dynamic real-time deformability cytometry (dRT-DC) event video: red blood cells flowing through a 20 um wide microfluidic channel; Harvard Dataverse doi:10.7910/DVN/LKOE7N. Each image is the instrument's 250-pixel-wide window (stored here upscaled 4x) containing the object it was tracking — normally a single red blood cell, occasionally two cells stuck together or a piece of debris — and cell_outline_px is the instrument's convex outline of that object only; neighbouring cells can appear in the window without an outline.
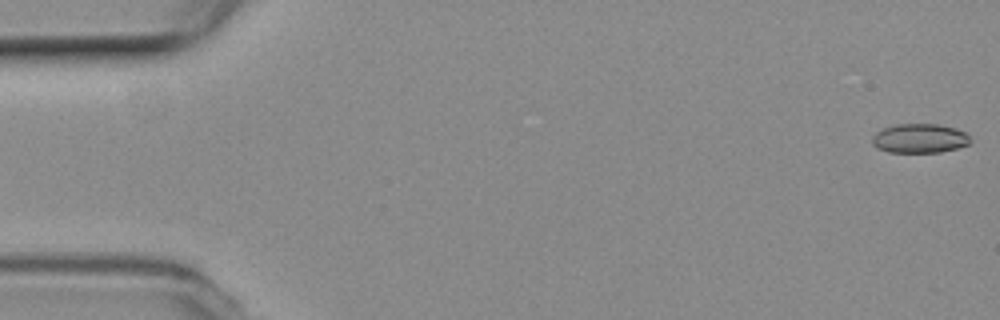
{"species": "common noctule bat (a hibernating species)", "species_latin": "Nyctalus noctula", "temperature_condition": "room temperature", "stored_images_in_passage": 15, "camera_frame_rate_fps": 3000, "um_per_image_px": 0.085, "animal": {"sex": "female", "body_mass_g": 19.3, "forearm_length_mm": 54.1}, "frame": {"image": 1, "passage_image": 1, "time_ms": 0.0, "image_size_px": [1000, 320], "cell_outline_px": [[972, 140], [968, 144], [956, 148], [940, 152], [888, 152], [876, 148], [872, 144], [872, 136], [876, 132], [884, 128], [896, 124], [936, 124], [956, 128], [964, 132]], "centroid_in_image_um": [78.14, 11.76], "position_along_channel_um": 6.9, "area_um2": 16.7}}
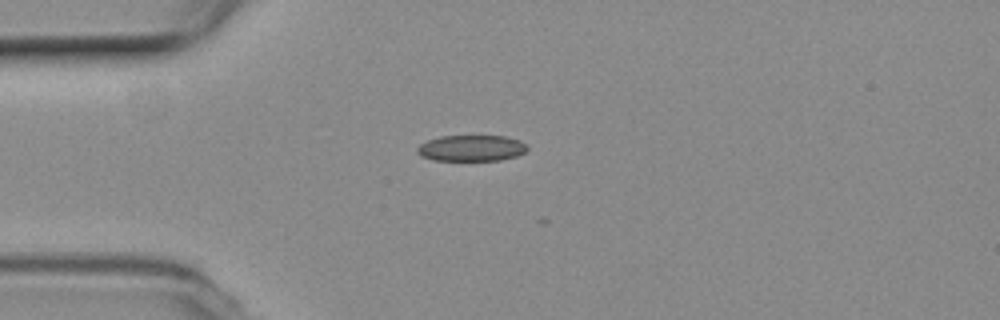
{"frame": {"image": 2, "passage_image": 14, "time_ms": 4.333, "image_size_px": [1000, 320], "cell_outline_px": [[528, 148], [524, 152], [516, 156], [500, 160], [432, 160], [420, 156], [416, 152], [416, 148], [420, 144], [428, 140], [440, 136], [504, 136], [520, 140], [528, 144]], "centroid_in_image_um": [40.06, 12.59], "position_along_channel_um": 44.9, "area_um2": 16.82}}